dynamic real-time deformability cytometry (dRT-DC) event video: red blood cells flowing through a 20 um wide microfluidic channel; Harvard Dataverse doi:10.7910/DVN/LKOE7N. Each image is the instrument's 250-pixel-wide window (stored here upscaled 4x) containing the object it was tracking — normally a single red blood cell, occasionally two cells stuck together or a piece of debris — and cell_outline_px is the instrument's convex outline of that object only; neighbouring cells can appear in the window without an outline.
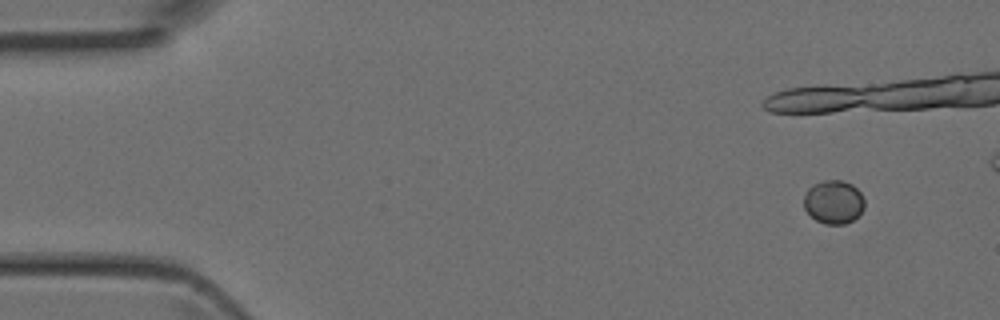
{"species": "Egyptian fruit bat (a non-hibernating species)", "species_latin": "Rousettus aegyptiacus", "temperature_condition": "room temperature", "stored_images_in_passage": 5, "camera_frame_rate_fps": 3000, "um_per_image_px": 0.085, "animal": {"sex": "female"}, "frame": {"image": 1, "passage_image": 1, "time_ms": 0.0, "image_size_px": [1000, 320], "cell_outline_px": [[864, 208], [852, 220], [844, 224], [824, 224], [816, 220], [804, 208], [804, 196], [808, 188], [812, 184], [824, 180], [840, 180], [852, 184], [860, 192], [864, 200]], "centroid_in_image_um": [70.84, 17.15], "position_along_channel_um": 14.2, "area_um2": 15.32}}